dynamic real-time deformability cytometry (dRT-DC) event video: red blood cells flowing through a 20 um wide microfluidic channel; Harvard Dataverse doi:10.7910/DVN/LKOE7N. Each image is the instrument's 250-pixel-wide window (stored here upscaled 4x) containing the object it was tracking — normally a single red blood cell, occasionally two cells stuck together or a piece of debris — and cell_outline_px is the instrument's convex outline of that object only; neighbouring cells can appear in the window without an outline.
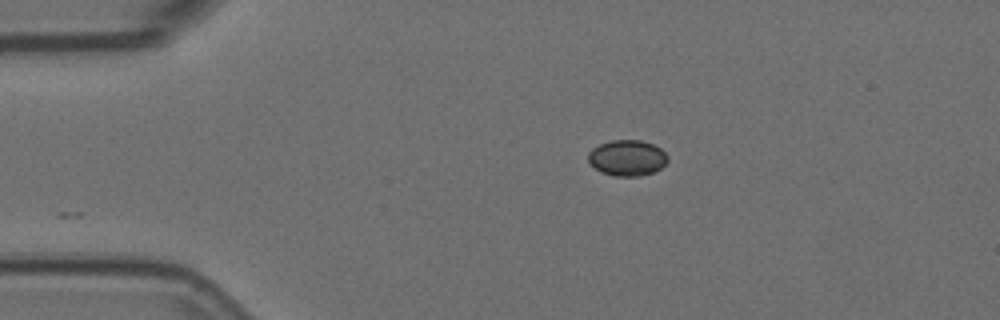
{"species": "Egyptian fruit bat (a non-hibernating species)", "species_latin": "Rousettus aegyptiacus", "temperature_condition": "room temperature", "stored_images_in_passage": 47, "camera_frame_rate_fps": 3000, "um_per_image_px": 0.085, "animal": {"sex": "female"}, "frame": {"image": 1, "passage_image": 1, "time_ms": 0.0, "image_size_px": [1000, 320], "cell_outline_px": [[668, 160], [660, 168], [652, 172], [640, 176], [612, 176], [600, 172], [588, 164], [588, 152], [592, 148], [600, 144], [612, 140], [640, 140], [652, 144], [660, 148], [668, 156]], "centroid_in_image_um": [53.27, 13.43], "position_along_channel_um": 31.7, "area_um2": 16.7}}
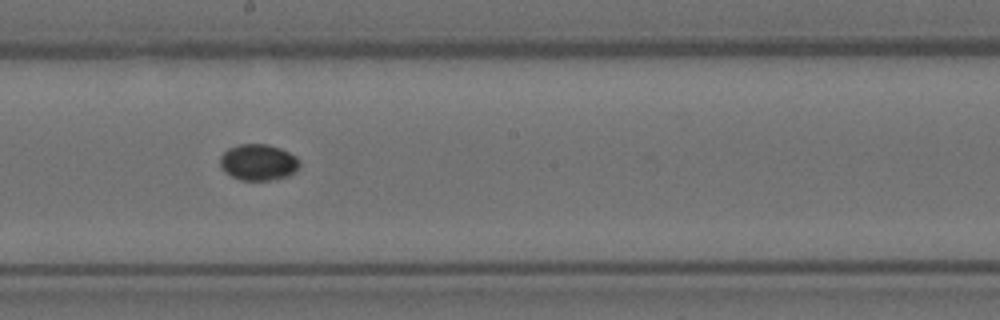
{"frame": {"image": 2, "passage_image": 21, "time_ms": 6.667, "image_size_px": [1000, 320], "cell_outline_px": [[300, 168], [296, 172], [288, 176], [272, 180], [240, 180], [224, 172], [220, 164], [220, 156], [228, 148], [240, 144], [268, 144], [280, 148], [296, 156], [300, 160]], "centroid_in_image_um": [21.98, 13.8], "position_along_channel_um": 226.2, "area_um2": 16.99}}
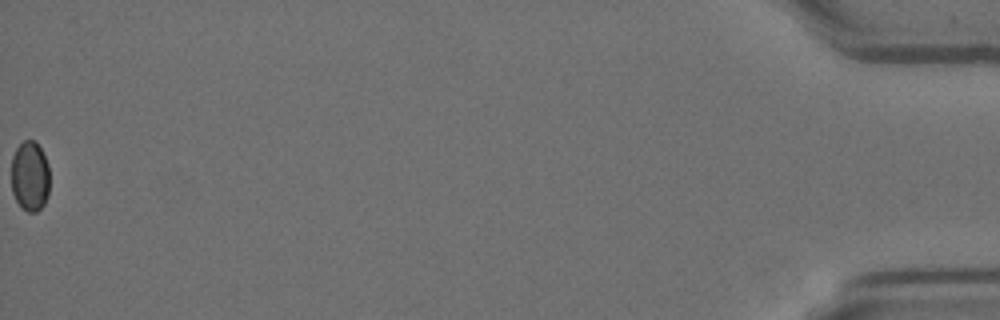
{"frame": {"image": 3, "passage_image": 47, "time_ms": 15.333, "image_size_px": [1000, 320], "cell_outline_px": [[48, 196], [44, 204], [36, 212], [28, 212], [20, 208], [12, 192], [12, 156], [16, 148], [24, 140], [36, 140], [48, 164]], "centroid_in_image_um": [2.53, 14.99], "position_along_channel_um": 432.7, "area_um2": 15.72}}